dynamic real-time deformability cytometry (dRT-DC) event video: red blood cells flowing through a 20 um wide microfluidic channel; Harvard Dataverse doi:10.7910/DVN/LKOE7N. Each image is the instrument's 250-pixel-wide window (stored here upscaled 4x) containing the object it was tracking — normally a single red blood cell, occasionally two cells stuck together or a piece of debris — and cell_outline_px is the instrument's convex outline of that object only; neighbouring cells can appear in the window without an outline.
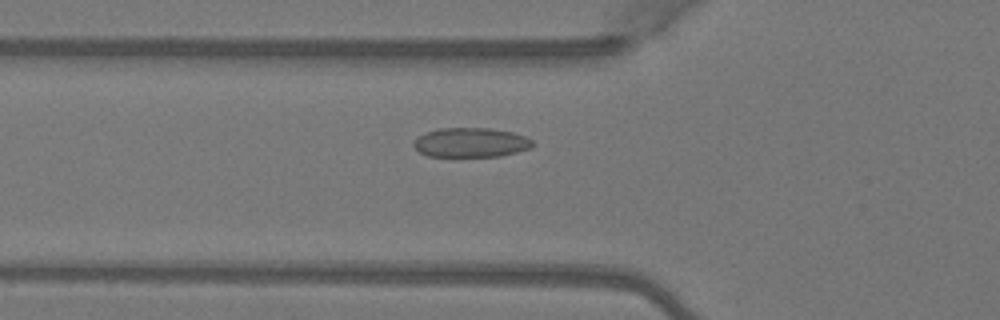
{"species": "Egyptian fruit bat (a non-hibernating species)", "species_latin": "Rousettus aegyptiacus", "temperature_condition": "warm", "stored_images_in_passage": 4, "camera_frame_rate_fps": 3000, "um_per_image_px": 0.085, "animal": {"sex": "female"}, "frame": {"image": 1, "passage_image": 4, "time_ms": 1.0, "image_size_px": [1000, 320], "cell_outline_px": [[536, 144], [532, 148], [500, 156], [428, 156], [420, 152], [412, 144], [420, 136], [428, 132], [440, 128], [488, 128], [512, 132], [524, 136], [532, 140]], "centroid_in_image_um": [40.07, 12.11], "position_along_channel_um": 85.7, "area_um2": 20.23}}